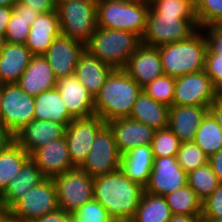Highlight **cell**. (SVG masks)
Listing matches in <instances>:
<instances>
[{
	"label": "cell",
	"mask_w": 222,
	"mask_h": 222,
	"mask_svg": "<svg viewBox=\"0 0 222 222\" xmlns=\"http://www.w3.org/2000/svg\"><path fill=\"white\" fill-rule=\"evenodd\" d=\"M144 192L142 185L130 180L120 169L93 178V198L114 221H131Z\"/></svg>",
	"instance_id": "1"
},
{
	"label": "cell",
	"mask_w": 222,
	"mask_h": 222,
	"mask_svg": "<svg viewBox=\"0 0 222 222\" xmlns=\"http://www.w3.org/2000/svg\"><path fill=\"white\" fill-rule=\"evenodd\" d=\"M141 91L124 69H114L94 98L95 115L105 122L129 117Z\"/></svg>",
	"instance_id": "2"
},
{
	"label": "cell",
	"mask_w": 222,
	"mask_h": 222,
	"mask_svg": "<svg viewBox=\"0 0 222 222\" xmlns=\"http://www.w3.org/2000/svg\"><path fill=\"white\" fill-rule=\"evenodd\" d=\"M208 47L201 28L185 40L159 46L163 73L176 78L205 70Z\"/></svg>",
	"instance_id": "3"
},
{
	"label": "cell",
	"mask_w": 222,
	"mask_h": 222,
	"mask_svg": "<svg viewBox=\"0 0 222 222\" xmlns=\"http://www.w3.org/2000/svg\"><path fill=\"white\" fill-rule=\"evenodd\" d=\"M141 44L142 38L136 33L97 27L85 43V51L114 69H124Z\"/></svg>",
	"instance_id": "4"
},
{
	"label": "cell",
	"mask_w": 222,
	"mask_h": 222,
	"mask_svg": "<svg viewBox=\"0 0 222 222\" xmlns=\"http://www.w3.org/2000/svg\"><path fill=\"white\" fill-rule=\"evenodd\" d=\"M150 4L138 0H109L97 3V27L136 33L146 30Z\"/></svg>",
	"instance_id": "5"
},
{
	"label": "cell",
	"mask_w": 222,
	"mask_h": 222,
	"mask_svg": "<svg viewBox=\"0 0 222 222\" xmlns=\"http://www.w3.org/2000/svg\"><path fill=\"white\" fill-rule=\"evenodd\" d=\"M199 29L196 16H163L148 11L142 44L159 47L189 38Z\"/></svg>",
	"instance_id": "6"
},
{
	"label": "cell",
	"mask_w": 222,
	"mask_h": 222,
	"mask_svg": "<svg viewBox=\"0 0 222 222\" xmlns=\"http://www.w3.org/2000/svg\"><path fill=\"white\" fill-rule=\"evenodd\" d=\"M56 9L63 36L85 44L97 29V3L94 0H68Z\"/></svg>",
	"instance_id": "7"
},
{
	"label": "cell",
	"mask_w": 222,
	"mask_h": 222,
	"mask_svg": "<svg viewBox=\"0 0 222 222\" xmlns=\"http://www.w3.org/2000/svg\"><path fill=\"white\" fill-rule=\"evenodd\" d=\"M53 179L58 206L73 213L93 199V177L79 167L70 169Z\"/></svg>",
	"instance_id": "8"
},
{
	"label": "cell",
	"mask_w": 222,
	"mask_h": 222,
	"mask_svg": "<svg viewBox=\"0 0 222 222\" xmlns=\"http://www.w3.org/2000/svg\"><path fill=\"white\" fill-rule=\"evenodd\" d=\"M34 96L17 83L1 85L0 121L14 135L34 119Z\"/></svg>",
	"instance_id": "9"
},
{
	"label": "cell",
	"mask_w": 222,
	"mask_h": 222,
	"mask_svg": "<svg viewBox=\"0 0 222 222\" xmlns=\"http://www.w3.org/2000/svg\"><path fill=\"white\" fill-rule=\"evenodd\" d=\"M59 209L56 188L52 178H46L32 187L10 209L20 222H30Z\"/></svg>",
	"instance_id": "10"
},
{
	"label": "cell",
	"mask_w": 222,
	"mask_h": 222,
	"mask_svg": "<svg viewBox=\"0 0 222 222\" xmlns=\"http://www.w3.org/2000/svg\"><path fill=\"white\" fill-rule=\"evenodd\" d=\"M120 163L121 154L113 132L106 124L95 137L87 158L80 168L95 178L119 170Z\"/></svg>",
	"instance_id": "11"
},
{
	"label": "cell",
	"mask_w": 222,
	"mask_h": 222,
	"mask_svg": "<svg viewBox=\"0 0 222 222\" xmlns=\"http://www.w3.org/2000/svg\"><path fill=\"white\" fill-rule=\"evenodd\" d=\"M219 95L205 70L175 78L173 105L209 107Z\"/></svg>",
	"instance_id": "12"
},
{
	"label": "cell",
	"mask_w": 222,
	"mask_h": 222,
	"mask_svg": "<svg viewBox=\"0 0 222 222\" xmlns=\"http://www.w3.org/2000/svg\"><path fill=\"white\" fill-rule=\"evenodd\" d=\"M105 125L106 122L97 115L70 121L65 130V137L74 167L80 168L83 165L95 137Z\"/></svg>",
	"instance_id": "13"
},
{
	"label": "cell",
	"mask_w": 222,
	"mask_h": 222,
	"mask_svg": "<svg viewBox=\"0 0 222 222\" xmlns=\"http://www.w3.org/2000/svg\"><path fill=\"white\" fill-rule=\"evenodd\" d=\"M185 185L187 173L177 163L176 157L154 158L145 192L165 196Z\"/></svg>",
	"instance_id": "14"
},
{
	"label": "cell",
	"mask_w": 222,
	"mask_h": 222,
	"mask_svg": "<svg viewBox=\"0 0 222 222\" xmlns=\"http://www.w3.org/2000/svg\"><path fill=\"white\" fill-rule=\"evenodd\" d=\"M85 51V44L69 37L60 35L45 52L56 79L75 74L80 56Z\"/></svg>",
	"instance_id": "15"
},
{
	"label": "cell",
	"mask_w": 222,
	"mask_h": 222,
	"mask_svg": "<svg viewBox=\"0 0 222 222\" xmlns=\"http://www.w3.org/2000/svg\"><path fill=\"white\" fill-rule=\"evenodd\" d=\"M106 124L112 130L121 155L140 145H151L155 130L129 117L112 119Z\"/></svg>",
	"instance_id": "16"
},
{
	"label": "cell",
	"mask_w": 222,
	"mask_h": 222,
	"mask_svg": "<svg viewBox=\"0 0 222 222\" xmlns=\"http://www.w3.org/2000/svg\"><path fill=\"white\" fill-rule=\"evenodd\" d=\"M66 127L60 123L33 119L14 134V141L29 155L50 141L65 136Z\"/></svg>",
	"instance_id": "17"
},
{
	"label": "cell",
	"mask_w": 222,
	"mask_h": 222,
	"mask_svg": "<svg viewBox=\"0 0 222 222\" xmlns=\"http://www.w3.org/2000/svg\"><path fill=\"white\" fill-rule=\"evenodd\" d=\"M56 88L60 92L69 114L74 119L95 115L94 98L75 74L57 79Z\"/></svg>",
	"instance_id": "18"
},
{
	"label": "cell",
	"mask_w": 222,
	"mask_h": 222,
	"mask_svg": "<svg viewBox=\"0 0 222 222\" xmlns=\"http://www.w3.org/2000/svg\"><path fill=\"white\" fill-rule=\"evenodd\" d=\"M30 157L46 178H54L75 168L70 160L65 136L36 149Z\"/></svg>",
	"instance_id": "19"
},
{
	"label": "cell",
	"mask_w": 222,
	"mask_h": 222,
	"mask_svg": "<svg viewBox=\"0 0 222 222\" xmlns=\"http://www.w3.org/2000/svg\"><path fill=\"white\" fill-rule=\"evenodd\" d=\"M124 70L141 87L163 75L159 48L141 44L130 56Z\"/></svg>",
	"instance_id": "20"
},
{
	"label": "cell",
	"mask_w": 222,
	"mask_h": 222,
	"mask_svg": "<svg viewBox=\"0 0 222 222\" xmlns=\"http://www.w3.org/2000/svg\"><path fill=\"white\" fill-rule=\"evenodd\" d=\"M61 35L57 9L52 12L40 13L31 23L26 39V47L33 56L44 55L55 38Z\"/></svg>",
	"instance_id": "21"
},
{
	"label": "cell",
	"mask_w": 222,
	"mask_h": 222,
	"mask_svg": "<svg viewBox=\"0 0 222 222\" xmlns=\"http://www.w3.org/2000/svg\"><path fill=\"white\" fill-rule=\"evenodd\" d=\"M208 107L197 105H173L169 107L168 127L181 142L194 141Z\"/></svg>",
	"instance_id": "22"
},
{
	"label": "cell",
	"mask_w": 222,
	"mask_h": 222,
	"mask_svg": "<svg viewBox=\"0 0 222 222\" xmlns=\"http://www.w3.org/2000/svg\"><path fill=\"white\" fill-rule=\"evenodd\" d=\"M57 79L44 55L32 56L17 84L29 95L37 96L56 87Z\"/></svg>",
	"instance_id": "23"
},
{
	"label": "cell",
	"mask_w": 222,
	"mask_h": 222,
	"mask_svg": "<svg viewBox=\"0 0 222 222\" xmlns=\"http://www.w3.org/2000/svg\"><path fill=\"white\" fill-rule=\"evenodd\" d=\"M32 56L25 44L4 42L0 50V84L17 83Z\"/></svg>",
	"instance_id": "24"
},
{
	"label": "cell",
	"mask_w": 222,
	"mask_h": 222,
	"mask_svg": "<svg viewBox=\"0 0 222 222\" xmlns=\"http://www.w3.org/2000/svg\"><path fill=\"white\" fill-rule=\"evenodd\" d=\"M46 177L38 168L36 162L29 157L16 178L10 181L6 189L0 194V200L9 210L28 190L40 184Z\"/></svg>",
	"instance_id": "25"
},
{
	"label": "cell",
	"mask_w": 222,
	"mask_h": 222,
	"mask_svg": "<svg viewBox=\"0 0 222 222\" xmlns=\"http://www.w3.org/2000/svg\"><path fill=\"white\" fill-rule=\"evenodd\" d=\"M114 68L84 51L76 66L75 75L95 98Z\"/></svg>",
	"instance_id": "26"
},
{
	"label": "cell",
	"mask_w": 222,
	"mask_h": 222,
	"mask_svg": "<svg viewBox=\"0 0 222 222\" xmlns=\"http://www.w3.org/2000/svg\"><path fill=\"white\" fill-rule=\"evenodd\" d=\"M153 151L151 145H140L121 155L120 170L133 182L146 186L152 168Z\"/></svg>",
	"instance_id": "27"
},
{
	"label": "cell",
	"mask_w": 222,
	"mask_h": 222,
	"mask_svg": "<svg viewBox=\"0 0 222 222\" xmlns=\"http://www.w3.org/2000/svg\"><path fill=\"white\" fill-rule=\"evenodd\" d=\"M34 110V119L57 122L65 127L74 119L56 87L34 96Z\"/></svg>",
	"instance_id": "28"
},
{
	"label": "cell",
	"mask_w": 222,
	"mask_h": 222,
	"mask_svg": "<svg viewBox=\"0 0 222 222\" xmlns=\"http://www.w3.org/2000/svg\"><path fill=\"white\" fill-rule=\"evenodd\" d=\"M129 118L146 124L154 130L168 127L169 107L155 101L143 90L133 104Z\"/></svg>",
	"instance_id": "29"
},
{
	"label": "cell",
	"mask_w": 222,
	"mask_h": 222,
	"mask_svg": "<svg viewBox=\"0 0 222 222\" xmlns=\"http://www.w3.org/2000/svg\"><path fill=\"white\" fill-rule=\"evenodd\" d=\"M39 13L26 4L17 3L7 24L4 40L10 44H25L31 23Z\"/></svg>",
	"instance_id": "30"
},
{
	"label": "cell",
	"mask_w": 222,
	"mask_h": 222,
	"mask_svg": "<svg viewBox=\"0 0 222 222\" xmlns=\"http://www.w3.org/2000/svg\"><path fill=\"white\" fill-rule=\"evenodd\" d=\"M30 155L14 140L0 151V194L16 178Z\"/></svg>",
	"instance_id": "31"
},
{
	"label": "cell",
	"mask_w": 222,
	"mask_h": 222,
	"mask_svg": "<svg viewBox=\"0 0 222 222\" xmlns=\"http://www.w3.org/2000/svg\"><path fill=\"white\" fill-rule=\"evenodd\" d=\"M171 216L164 196L144 192L131 222H168Z\"/></svg>",
	"instance_id": "32"
},
{
	"label": "cell",
	"mask_w": 222,
	"mask_h": 222,
	"mask_svg": "<svg viewBox=\"0 0 222 222\" xmlns=\"http://www.w3.org/2000/svg\"><path fill=\"white\" fill-rule=\"evenodd\" d=\"M208 156L222 149V128L208 112L197 129L193 141Z\"/></svg>",
	"instance_id": "33"
},
{
	"label": "cell",
	"mask_w": 222,
	"mask_h": 222,
	"mask_svg": "<svg viewBox=\"0 0 222 222\" xmlns=\"http://www.w3.org/2000/svg\"><path fill=\"white\" fill-rule=\"evenodd\" d=\"M164 197L172 214L202 215V201L188 184Z\"/></svg>",
	"instance_id": "34"
},
{
	"label": "cell",
	"mask_w": 222,
	"mask_h": 222,
	"mask_svg": "<svg viewBox=\"0 0 222 222\" xmlns=\"http://www.w3.org/2000/svg\"><path fill=\"white\" fill-rule=\"evenodd\" d=\"M219 183L209 162L187 173V184L202 202L217 189Z\"/></svg>",
	"instance_id": "35"
},
{
	"label": "cell",
	"mask_w": 222,
	"mask_h": 222,
	"mask_svg": "<svg viewBox=\"0 0 222 222\" xmlns=\"http://www.w3.org/2000/svg\"><path fill=\"white\" fill-rule=\"evenodd\" d=\"M142 90L155 101L171 107L174 100L175 77L163 74L143 86Z\"/></svg>",
	"instance_id": "36"
},
{
	"label": "cell",
	"mask_w": 222,
	"mask_h": 222,
	"mask_svg": "<svg viewBox=\"0 0 222 222\" xmlns=\"http://www.w3.org/2000/svg\"><path fill=\"white\" fill-rule=\"evenodd\" d=\"M181 141L169 129V127L155 130L152 140V151L154 158L176 157Z\"/></svg>",
	"instance_id": "37"
},
{
	"label": "cell",
	"mask_w": 222,
	"mask_h": 222,
	"mask_svg": "<svg viewBox=\"0 0 222 222\" xmlns=\"http://www.w3.org/2000/svg\"><path fill=\"white\" fill-rule=\"evenodd\" d=\"M208 160L209 157L193 141L181 142L176 161L186 173L203 166Z\"/></svg>",
	"instance_id": "38"
},
{
	"label": "cell",
	"mask_w": 222,
	"mask_h": 222,
	"mask_svg": "<svg viewBox=\"0 0 222 222\" xmlns=\"http://www.w3.org/2000/svg\"><path fill=\"white\" fill-rule=\"evenodd\" d=\"M195 13L201 29L222 24V0H195Z\"/></svg>",
	"instance_id": "39"
},
{
	"label": "cell",
	"mask_w": 222,
	"mask_h": 222,
	"mask_svg": "<svg viewBox=\"0 0 222 222\" xmlns=\"http://www.w3.org/2000/svg\"><path fill=\"white\" fill-rule=\"evenodd\" d=\"M150 9L156 15L196 16L195 0H153Z\"/></svg>",
	"instance_id": "40"
},
{
	"label": "cell",
	"mask_w": 222,
	"mask_h": 222,
	"mask_svg": "<svg viewBox=\"0 0 222 222\" xmlns=\"http://www.w3.org/2000/svg\"><path fill=\"white\" fill-rule=\"evenodd\" d=\"M72 218L76 222H114L109 212L94 198L73 212Z\"/></svg>",
	"instance_id": "41"
},
{
	"label": "cell",
	"mask_w": 222,
	"mask_h": 222,
	"mask_svg": "<svg viewBox=\"0 0 222 222\" xmlns=\"http://www.w3.org/2000/svg\"><path fill=\"white\" fill-rule=\"evenodd\" d=\"M205 71L212 80L216 90L222 92V54L208 47L205 61Z\"/></svg>",
	"instance_id": "42"
},
{
	"label": "cell",
	"mask_w": 222,
	"mask_h": 222,
	"mask_svg": "<svg viewBox=\"0 0 222 222\" xmlns=\"http://www.w3.org/2000/svg\"><path fill=\"white\" fill-rule=\"evenodd\" d=\"M202 218L210 222L214 218H222V182L217 189L202 202Z\"/></svg>",
	"instance_id": "43"
},
{
	"label": "cell",
	"mask_w": 222,
	"mask_h": 222,
	"mask_svg": "<svg viewBox=\"0 0 222 222\" xmlns=\"http://www.w3.org/2000/svg\"><path fill=\"white\" fill-rule=\"evenodd\" d=\"M204 32L208 39L209 47L222 54V25H213L204 29Z\"/></svg>",
	"instance_id": "44"
},
{
	"label": "cell",
	"mask_w": 222,
	"mask_h": 222,
	"mask_svg": "<svg viewBox=\"0 0 222 222\" xmlns=\"http://www.w3.org/2000/svg\"><path fill=\"white\" fill-rule=\"evenodd\" d=\"M17 3L26 4L39 14L56 10V5L53 0H18Z\"/></svg>",
	"instance_id": "45"
},
{
	"label": "cell",
	"mask_w": 222,
	"mask_h": 222,
	"mask_svg": "<svg viewBox=\"0 0 222 222\" xmlns=\"http://www.w3.org/2000/svg\"><path fill=\"white\" fill-rule=\"evenodd\" d=\"M72 219V214L62 209H57L54 212L47 213L40 218L30 222H69Z\"/></svg>",
	"instance_id": "46"
},
{
	"label": "cell",
	"mask_w": 222,
	"mask_h": 222,
	"mask_svg": "<svg viewBox=\"0 0 222 222\" xmlns=\"http://www.w3.org/2000/svg\"><path fill=\"white\" fill-rule=\"evenodd\" d=\"M208 112L222 128V97L220 95L208 107Z\"/></svg>",
	"instance_id": "47"
},
{
	"label": "cell",
	"mask_w": 222,
	"mask_h": 222,
	"mask_svg": "<svg viewBox=\"0 0 222 222\" xmlns=\"http://www.w3.org/2000/svg\"><path fill=\"white\" fill-rule=\"evenodd\" d=\"M208 162L218 177L219 182H222V149L210 156Z\"/></svg>",
	"instance_id": "48"
},
{
	"label": "cell",
	"mask_w": 222,
	"mask_h": 222,
	"mask_svg": "<svg viewBox=\"0 0 222 222\" xmlns=\"http://www.w3.org/2000/svg\"><path fill=\"white\" fill-rule=\"evenodd\" d=\"M13 8L0 6V36L5 37L7 24L12 16Z\"/></svg>",
	"instance_id": "49"
},
{
	"label": "cell",
	"mask_w": 222,
	"mask_h": 222,
	"mask_svg": "<svg viewBox=\"0 0 222 222\" xmlns=\"http://www.w3.org/2000/svg\"><path fill=\"white\" fill-rule=\"evenodd\" d=\"M13 136L14 135L0 121V151L3 150L14 140Z\"/></svg>",
	"instance_id": "50"
},
{
	"label": "cell",
	"mask_w": 222,
	"mask_h": 222,
	"mask_svg": "<svg viewBox=\"0 0 222 222\" xmlns=\"http://www.w3.org/2000/svg\"><path fill=\"white\" fill-rule=\"evenodd\" d=\"M168 222H205L202 215L172 214Z\"/></svg>",
	"instance_id": "51"
},
{
	"label": "cell",
	"mask_w": 222,
	"mask_h": 222,
	"mask_svg": "<svg viewBox=\"0 0 222 222\" xmlns=\"http://www.w3.org/2000/svg\"><path fill=\"white\" fill-rule=\"evenodd\" d=\"M0 222H20L15 216H13L10 212H8Z\"/></svg>",
	"instance_id": "52"
},
{
	"label": "cell",
	"mask_w": 222,
	"mask_h": 222,
	"mask_svg": "<svg viewBox=\"0 0 222 222\" xmlns=\"http://www.w3.org/2000/svg\"><path fill=\"white\" fill-rule=\"evenodd\" d=\"M18 0H0V6H7L13 8Z\"/></svg>",
	"instance_id": "53"
},
{
	"label": "cell",
	"mask_w": 222,
	"mask_h": 222,
	"mask_svg": "<svg viewBox=\"0 0 222 222\" xmlns=\"http://www.w3.org/2000/svg\"><path fill=\"white\" fill-rule=\"evenodd\" d=\"M9 212L4 203L0 200V220Z\"/></svg>",
	"instance_id": "54"
},
{
	"label": "cell",
	"mask_w": 222,
	"mask_h": 222,
	"mask_svg": "<svg viewBox=\"0 0 222 222\" xmlns=\"http://www.w3.org/2000/svg\"><path fill=\"white\" fill-rule=\"evenodd\" d=\"M53 1H54L55 5L57 7L60 3L68 1V0H53Z\"/></svg>",
	"instance_id": "55"
},
{
	"label": "cell",
	"mask_w": 222,
	"mask_h": 222,
	"mask_svg": "<svg viewBox=\"0 0 222 222\" xmlns=\"http://www.w3.org/2000/svg\"><path fill=\"white\" fill-rule=\"evenodd\" d=\"M4 42H5L4 37L0 36V50L2 49Z\"/></svg>",
	"instance_id": "56"
},
{
	"label": "cell",
	"mask_w": 222,
	"mask_h": 222,
	"mask_svg": "<svg viewBox=\"0 0 222 222\" xmlns=\"http://www.w3.org/2000/svg\"><path fill=\"white\" fill-rule=\"evenodd\" d=\"M210 222H222V218H214Z\"/></svg>",
	"instance_id": "57"
},
{
	"label": "cell",
	"mask_w": 222,
	"mask_h": 222,
	"mask_svg": "<svg viewBox=\"0 0 222 222\" xmlns=\"http://www.w3.org/2000/svg\"><path fill=\"white\" fill-rule=\"evenodd\" d=\"M138 1L146 2L150 4L153 0H138Z\"/></svg>",
	"instance_id": "58"
},
{
	"label": "cell",
	"mask_w": 222,
	"mask_h": 222,
	"mask_svg": "<svg viewBox=\"0 0 222 222\" xmlns=\"http://www.w3.org/2000/svg\"><path fill=\"white\" fill-rule=\"evenodd\" d=\"M0 114H1V84H0Z\"/></svg>",
	"instance_id": "59"
},
{
	"label": "cell",
	"mask_w": 222,
	"mask_h": 222,
	"mask_svg": "<svg viewBox=\"0 0 222 222\" xmlns=\"http://www.w3.org/2000/svg\"><path fill=\"white\" fill-rule=\"evenodd\" d=\"M96 3H99V2H104V1H109V0H94Z\"/></svg>",
	"instance_id": "60"
},
{
	"label": "cell",
	"mask_w": 222,
	"mask_h": 222,
	"mask_svg": "<svg viewBox=\"0 0 222 222\" xmlns=\"http://www.w3.org/2000/svg\"><path fill=\"white\" fill-rule=\"evenodd\" d=\"M114 222H131V221H114Z\"/></svg>",
	"instance_id": "61"
},
{
	"label": "cell",
	"mask_w": 222,
	"mask_h": 222,
	"mask_svg": "<svg viewBox=\"0 0 222 222\" xmlns=\"http://www.w3.org/2000/svg\"><path fill=\"white\" fill-rule=\"evenodd\" d=\"M69 222H76L73 218Z\"/></svg>",
	"instance_id": "62"
}]
</instances>
